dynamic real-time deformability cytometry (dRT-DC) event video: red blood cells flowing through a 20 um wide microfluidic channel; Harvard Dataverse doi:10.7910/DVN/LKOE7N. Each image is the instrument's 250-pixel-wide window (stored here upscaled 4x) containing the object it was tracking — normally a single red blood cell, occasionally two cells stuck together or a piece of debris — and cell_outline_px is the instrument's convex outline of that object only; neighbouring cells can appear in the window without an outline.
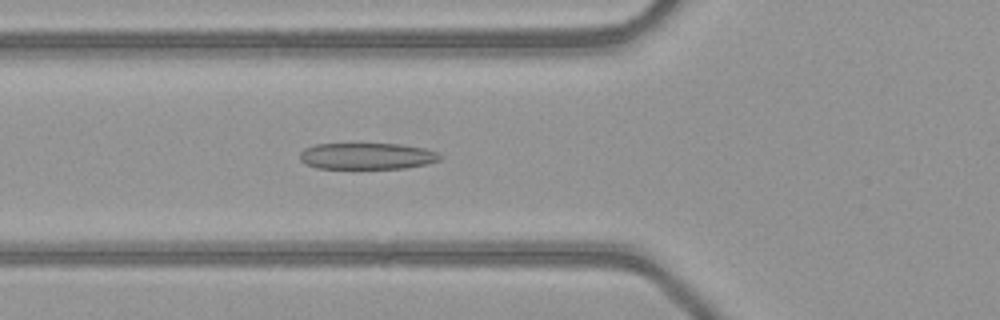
{"species": "common noctule bat (a hibernating species)", "species_latin": "Nyctalus noctula", "temperature_condition": "warm", "stored_images_in_passage": 42, "camera_frame_rate_fps": 3000, "um_per_image_px": 0.085, "animal": {"sex": "female", "body_mass_g": 21.9}, "frame": {"image": 1, "passage_image": 13, "time_ms": 4.0, "image_size_px": [1000, 320], "cell_outline_px": [[444, 156], [440, 160], [428, 164], [404, 168], [316, 168], [304, 164], [300, 160], [300, 152], [304, 148], [312, 144], [400, 144], [424, 148], [436, 152]], "centroid_in_image_um": [31.18, 13.27], "position_along_channel_um": 94.6, "area_um2": 21.73}}
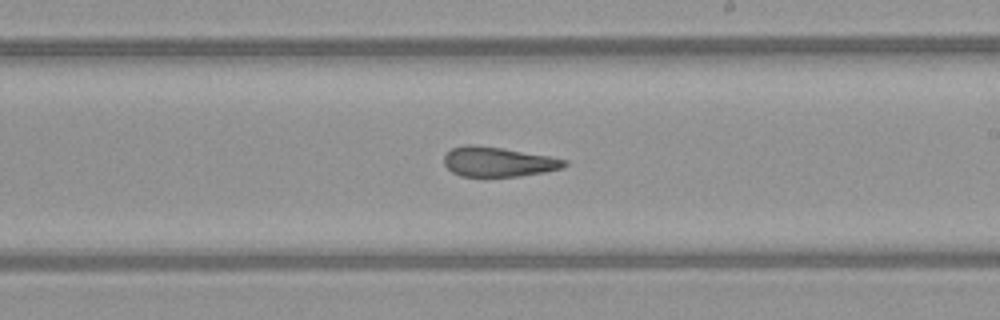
{"frame": {"image": 2, "passage_image": 24, "time_ms": 7.667, "image_size_px": [1000, 320], "cell_outline_px": [[568, 164], [560, 168], [544, 172], [520, 176], [460, 176], [452, 172], [444, 164], [444, 156], [452, 148], [464, 144], [472, 144], [500, 148], [548, 156], [568, 160]], "centroid_in_image_um": [42.31, 13.75], "position_along_channel_um": 246.7, "area_um2": 20.63}}
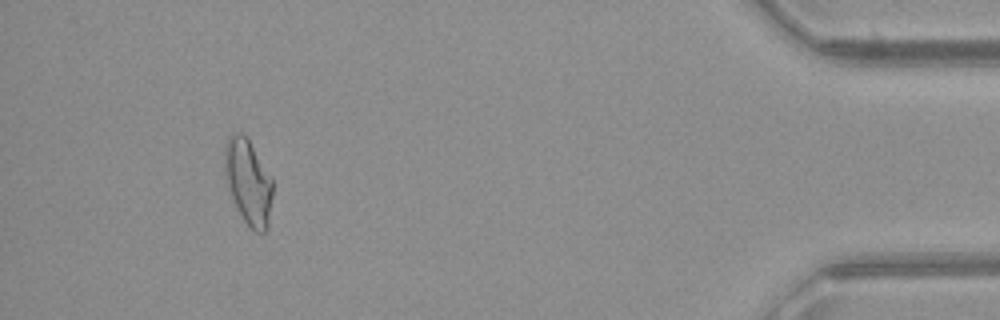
{"frame": {"image": 3, "passage_image": 41, "time_ms": 13.333, "image_size_px": [1000, 320], "cell_outline_px": [[272, 196], [268, 228], [264, 232], [256, 232], [244, 220], [232, 196], [228, 184], [224, 160], [224, 144], [228, 136], [236, 132], [240, 132], [248, 136], [272, 180]], "centroid_in_image_um": [21.11, 15.4], "position_along_channel_um": 414.1, "area_um2": 23.52}}